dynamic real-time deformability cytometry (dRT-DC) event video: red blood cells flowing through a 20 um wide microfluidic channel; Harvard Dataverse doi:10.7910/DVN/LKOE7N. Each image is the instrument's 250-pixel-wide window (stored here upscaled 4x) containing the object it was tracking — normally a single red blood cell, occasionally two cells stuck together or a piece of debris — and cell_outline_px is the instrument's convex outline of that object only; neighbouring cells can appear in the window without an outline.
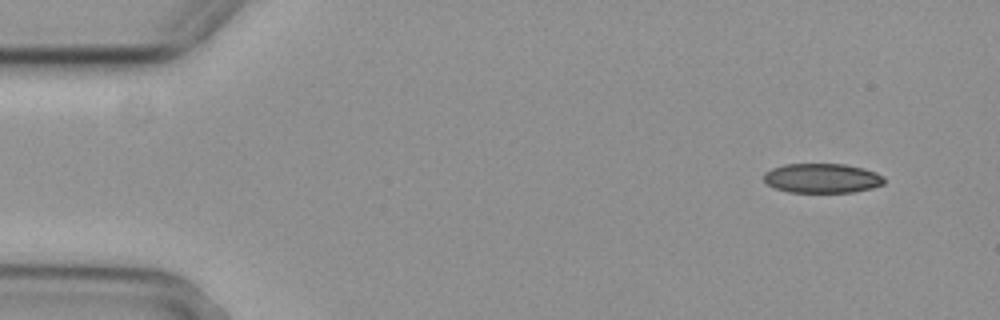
{"species": "common noctule bat (a hibernating species)", "species_latin": "Nyctalus noctula", "temperature_condition": "cold", "stored_images_in_passage": 4, "camera_frame_rate_fps": 3000, "um_per_image_px": 0.085, "animal": {"sex": "female", "body_mass_g": 29.2, "forearm_length_mm": 56.3}, "frame": {"image": 1, "passage_image": 1, "time_ms": 0.0, "image_size_px": [1000, 320], "cell_outline_px": [[884, 184], [872, 188], [852, 192], [788, 192], [776, 188], [768, 184], [764, 180], [764, 172], [772, 168], [784, 164], [844, 164], [864, 168], [876, 172], [884, 176]], "centroid_in_image_um": [69.89, 15.14], "position_along_channel_um": 15.1, "area_um2": 20.75}}
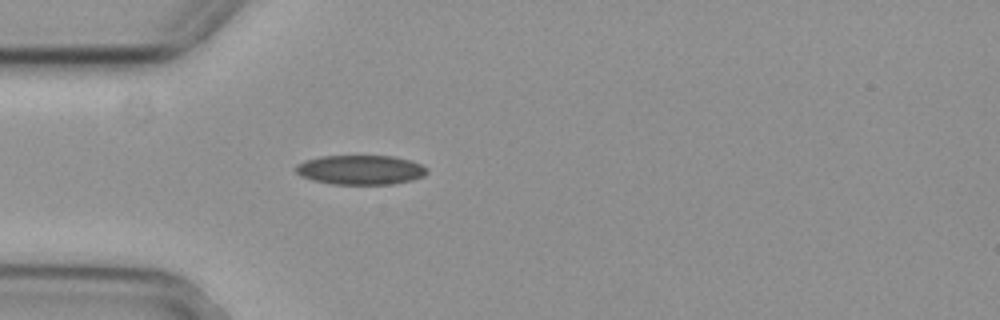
{"frame": {"image": 2, "passage_image": 4, "time_ms": 1.0, "image_size_px": [1000, 320], "cell_outline_px": [[428, 172], [424, 176], [412, 180], [392, 184], [332, 184], [312, 180], [300, 176], [296, 172], [296, 164], [304, 160], [320, 156], [392, 156], [408, 160], [420, 164]], "centroid_in_image_um": [30.6, 14.44], "position_along_channel_um": 54.4, "area_um2": 22.48}}